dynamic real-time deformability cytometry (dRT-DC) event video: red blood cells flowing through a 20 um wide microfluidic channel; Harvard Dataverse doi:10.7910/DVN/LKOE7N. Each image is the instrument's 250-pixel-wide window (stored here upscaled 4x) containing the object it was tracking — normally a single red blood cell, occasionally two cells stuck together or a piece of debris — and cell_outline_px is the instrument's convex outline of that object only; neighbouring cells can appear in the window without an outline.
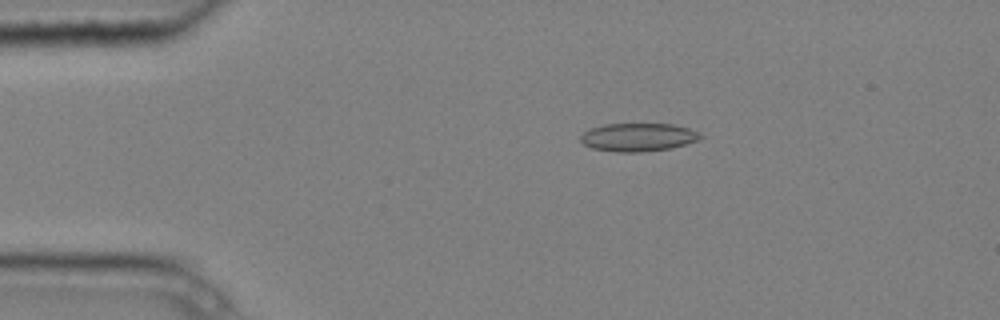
{"species": "common noctule bat (a hibernating species)", "species_latin": "Nyctalus noctula", "temperature_condition": "cold", "stored_images_in_passage": 9, "camera_frame_rate_fps": 3000, "um_per_image_px": 0.085, "animal": {"sex": "male", "body_mass_g": 20.4}, "frame": {"image": 1, "passage_image": 3, "time_ms": 0.667, "image_size_px": [1000, 320], "cell_outline_px": [[704, 136], [700, 140], [672, 148], [640, 152], [616, 152], [592, 148], [584, 144], [580, 140], [580, 136], [584, 132], [592, 128], [604, 124], [672, 124], [688, 128]], "centroid_in_image_um": [54.25, 11.67], "position_along_channel_um": 30.7, "area_um2": 19.65}}
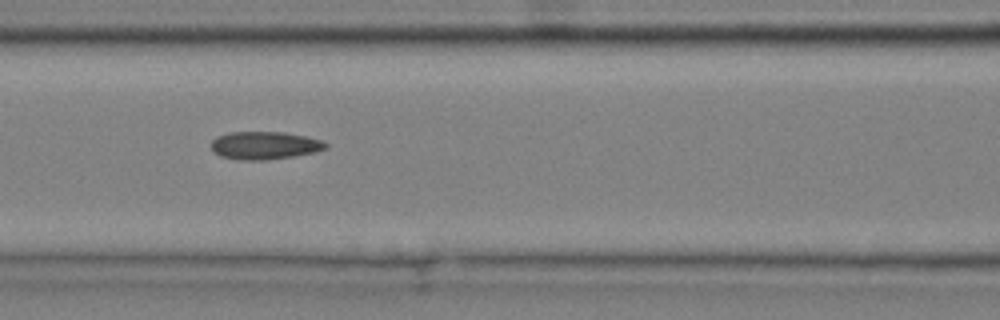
{"frame": {"image": 2, "passage_image": 6, "time_ms": 1.667, "image_size_px": [1000, 320], "cell_outline_px": [[328, 148], [312, 152], [292, 156], [268, 160], [240, 160], [220, 156], [212, 152], [212, 140], [216, 136], [228, 132], [284, 132], [308, 136], [320, 140], [328, 144]], "centroid_in_image_um": [22.46, 12.35], "position_along_channel_um": 144.1, "area_um2": 18.67}}
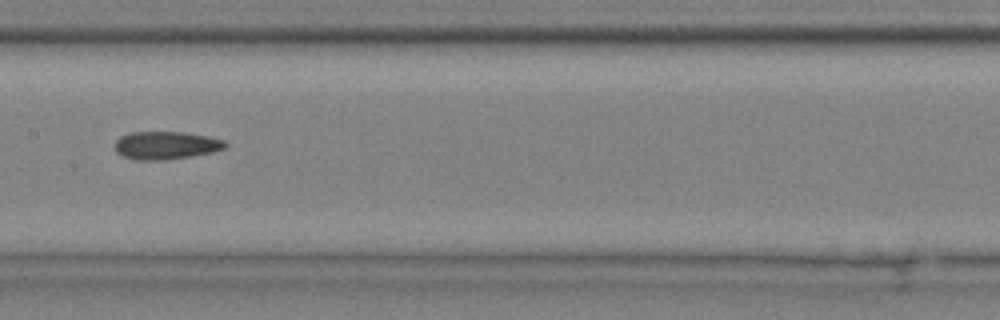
{"frame": {"image": 3, "passage_image": 7, "time_ms": 2.0, "image_size_px": [1000, 320], "cell_outline_px": [[228, 148], [212, 152], [192, 156], [164, 160], [136, 160], [124, 156], [116, 152], [116, 140], [120, 136], [128, 132], [184, 132], [208, 136], [224, 140], [228, 144]], "centroid_in_image_um": [14.14, 12.35], "position_along_channel_um": 193.3, "area_um2": 18.09}}